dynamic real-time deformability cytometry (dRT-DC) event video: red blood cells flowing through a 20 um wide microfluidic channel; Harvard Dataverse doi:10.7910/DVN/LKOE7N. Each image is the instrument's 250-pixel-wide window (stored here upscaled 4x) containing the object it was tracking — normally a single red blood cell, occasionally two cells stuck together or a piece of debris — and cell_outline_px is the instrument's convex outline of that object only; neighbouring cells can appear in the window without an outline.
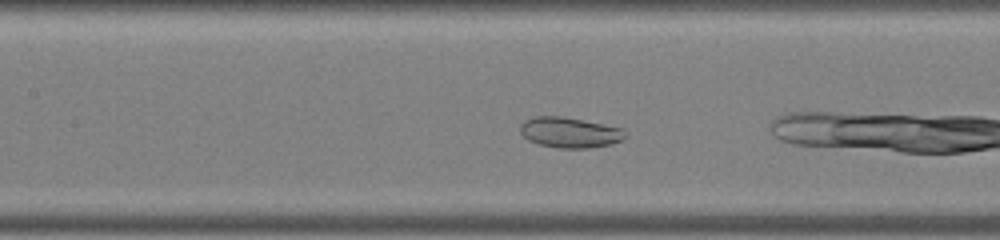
{"species": "common noctule bat (a hibernating species)", "species_latin": "Nyctalus noctula", "temperature_condition": "warm", "stored_images_in_passage": 16, "camera_frame_rate_fps": 3000, "um_per_image_px": 0.085, "animal": {"sex": "male", "body_mass_g": 19.0, "forearm_length_mm": 50.8}, "frame": {"image": 1, "passage_image": 12, "time_ms": 3.667, "image_size_px": [1000, 240], "cell_outline_px": [[628, 136], [624, 140], [612, 144], [588, 148], [560, 148], [540, 144], [528, 140], [520, 132], [520, 124], [524, 120], [532, 116], [564, 116], [624, 128]], "centroid_in_image_um": [48.47, 11.25], "position_along_channel_um": 158.9, "area_um2": 18.96}}